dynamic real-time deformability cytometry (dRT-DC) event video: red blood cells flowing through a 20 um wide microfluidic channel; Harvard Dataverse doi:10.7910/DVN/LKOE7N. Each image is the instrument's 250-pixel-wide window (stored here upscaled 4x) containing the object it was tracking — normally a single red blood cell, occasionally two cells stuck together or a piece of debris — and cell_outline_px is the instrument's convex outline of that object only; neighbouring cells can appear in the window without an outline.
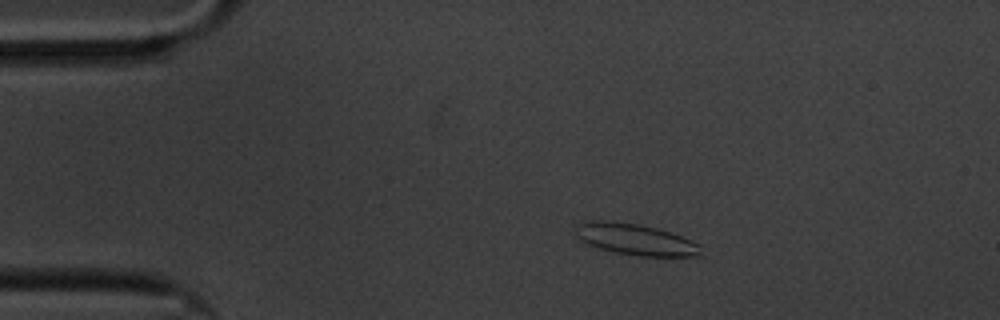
{"species": "common noctule bat (a hibernating species)", "species_latin": "Nyctalus noctula", "temperature_condition": "cold", "stored_images_in_passage": 50, "camera_frame_rate_fps": 3000, "um_per_image_px": 0.085, "animal": {"sex": "male", "body_mass_g": 20.1, "forearm_length_mm": 53.5}, "frame": {"image": 1, "passage_image": 1, "time_ms": 0.0, "image_size_px": [1000, 320], "cell_outline_px": [[704, 256], [640, 256], [616, 252], [600, 248], [588, 244], [580, 240], [576, 236], [576, 228], [584, 220], [600, 220], [640, 224], [656, 228], [680, 236], [700, 244]], "centroid_in_image_um": [54.03, 20.35], "position_along_channel_um": 31.0, "area_um2": 22.72}}
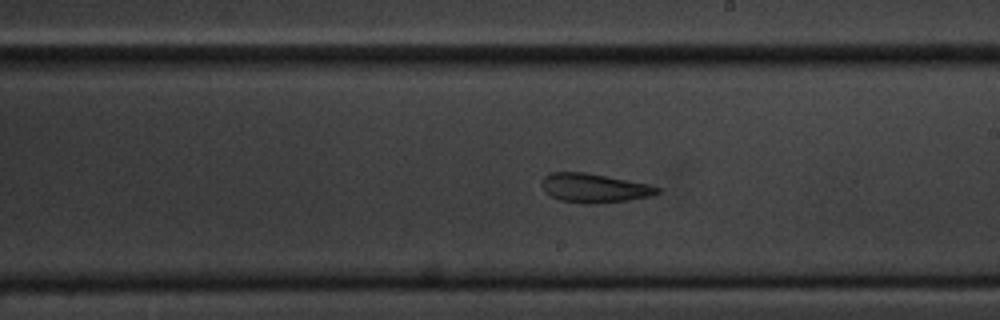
{"frame": {"image": 2, "passage_image": 24, "time_ms": 7.667, "image_size_px": [1000, 320], "cell_outline_px": [[660, 192], [652, 196], [628, 200], [596, 204], [584, 204], [560, 200], [544, 192], [540, 184], [540, 180], [548, 172], [588, 172], [648, 184], [660, 188]], "centroid_in_image_um": [50.46, 15.98], "position_along_channel_um": 238.5, "area_um2": 19.88}}
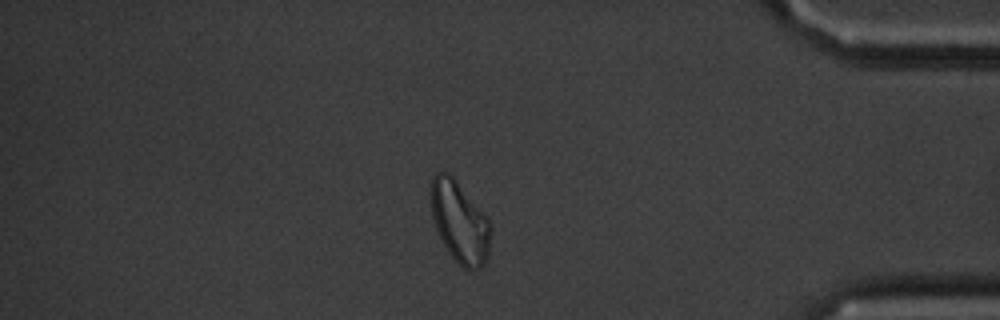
{"frame": {"image": 3, "passage_image": 41, "time_ms": 13.333, "image_size_px": [1000, 320], "cell_outline_px": [[492, 228], [488, 256], [484, 264], [480, 268], [472, 272], [464, 268], [452, 256], [444, 244], [436, 228], [432, 216], [428, 200], [432, 176], [436, 172], [448, 172], [456, 180], [492, 224]], "centroid_in_image_um": [39.06, 18.86], "position_along_channel_um": 396.1, "area_um2": 28.55}, "authors_computed_cell_mechanics": {"area_um2": 20.8369, "velocity_mm_per_s": 3.3364, "shape_relaxation_time_tau1_ms": 8.151, "shape_relaxation_time_tau2_ms": 2.4184, "deformation_change_tau1": 0.1684, "deformation_change_tau2": 0.0989}}